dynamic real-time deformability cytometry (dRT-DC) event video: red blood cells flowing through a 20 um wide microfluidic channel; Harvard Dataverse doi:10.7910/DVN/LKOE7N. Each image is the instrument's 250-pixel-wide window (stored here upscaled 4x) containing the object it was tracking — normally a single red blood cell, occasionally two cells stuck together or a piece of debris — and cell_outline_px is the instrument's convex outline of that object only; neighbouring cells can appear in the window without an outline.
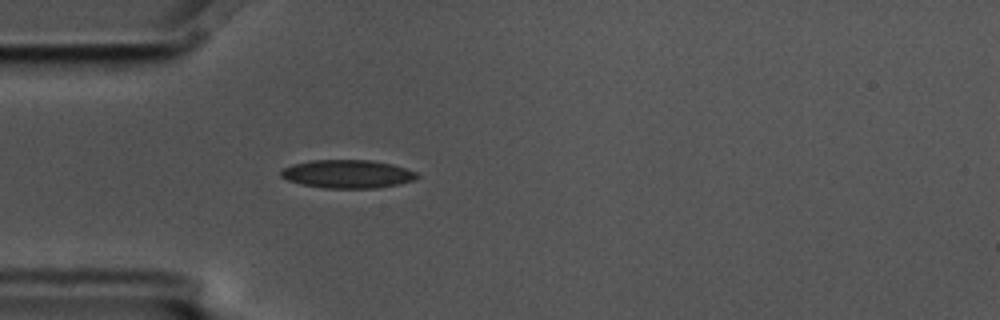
{"species": "common noctule bat (a hibernating species)", "species_latin": "Nyctalus noctula", "temperature_condition": "cold", "stored_images_in_passage": 1, "camera_frame_rate_fps": 3000, "um_per_image_px": 0.085, "animal": {"sex": "male", "body_mass_g": 17.5, "forearm_length_mm": 52.3}, "frame": {"image": 1, "passage_image": 1, "time_ms": 0.0, "image_size_px": [1000, 320], "cell_outline_px": [[420, 176], [412, 180], [400, 184], [376, 188], [324, 188], [304, 184], [288, 180], [280, 176], [280, 172], [284, 168], [292, 164], [312, 160], [372, 160], [392, 164], [416, 172]], "centroid_in_image_um": [29.54, 14.78], "position_along_channel_um": 55.5, "area_um2": 22.31}}